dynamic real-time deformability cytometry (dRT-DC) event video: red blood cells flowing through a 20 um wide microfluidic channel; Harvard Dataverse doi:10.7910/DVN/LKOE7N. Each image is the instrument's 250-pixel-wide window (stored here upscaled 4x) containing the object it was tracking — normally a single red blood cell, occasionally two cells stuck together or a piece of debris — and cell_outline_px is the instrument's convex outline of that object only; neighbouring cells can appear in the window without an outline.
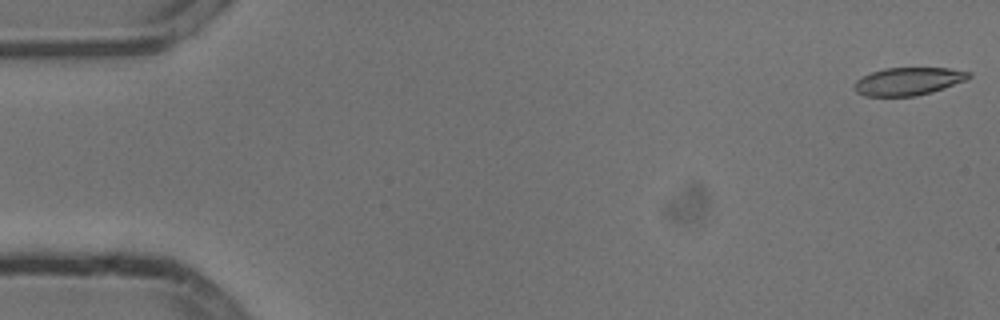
{"species": "common noctule bat (a hibernating species)", "species_latin": "Nyctalus noctula", "temperature_condition": "cold", "stored_images_in_passage": 54, "camera_frame_rate_fps": 3000, "um_per_image_px": 0.085, "animal": {"sex": "male", "body_mass_g": 13.3}, "frame": {"image": 1, "passage_image": 1, "time_ms": 0.0, "image_size_px": [1000, 320], "cell_outline_px": [[972, 76], [964, 80], [944, 88], [916, 96], [868, 96], [856, 92], [852, 84], [856, 80], [872, 72], [884, 68], [948, 68], [972, 72]], "centroid_in_image_um": [77.19, 6.91], "position_along_channel_um": 7.8, "area_um2": 18.44}}
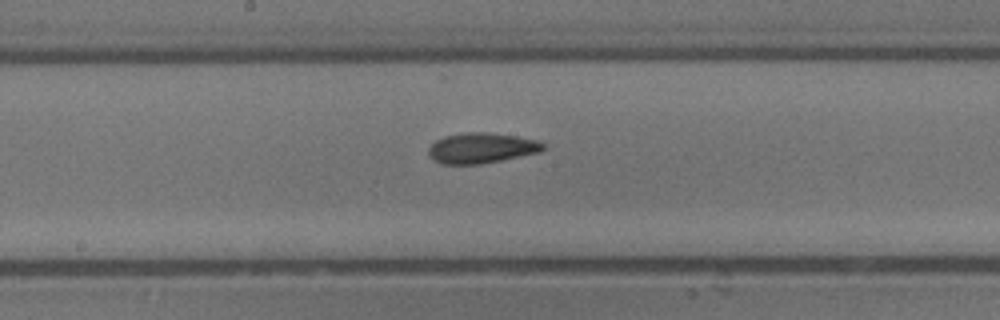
{"frame": {"image": 2, "passage_image": 28, "time_ms": 9.0, "image_size_px": [1000, 320], "cell_outline_px": [[548, 144], [540, 152], [480, 164], [440, 164], [432, 160], [428, 156], [428, 148], [436, 140], [444, 136], [464, 132], [488, 132], [516, 136], [540, 140]], "centroid_in_image_um": [40.92, 12.57], "position_along_channel_um": 207.3, "area_um2": 20.58}}
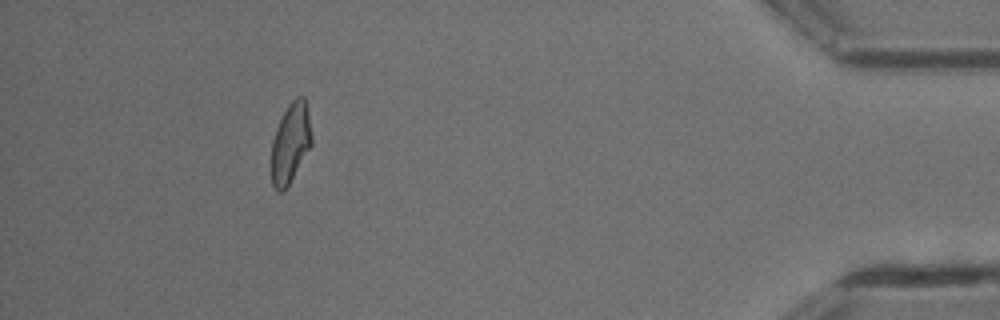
{"frame": {"image": 3, "passage_image": 49, "time_ms": 16.0, "image_size_px": [1000, 320], "cell_outline_px": [[312, 144], [284, 192], [280, 192], [272, 184], [272, 140], [276, 128], [288, 104], [296, 96], [304, 96], [308, 112], [312, 136]], "centroid_in_image_um": [24.7, 12.13], "position_along_channel_um": 410.5, "area_um2": 18.55}, "authors_computed_cell_mechanics": {"area_um2": 19.6231, "velocity_mm_per_s": 3.7933, "shape_relaxation_time_tau1_ms": 5.477, "shape_relaxation_time_tau2_ms": 3.0221, "deformation_change_tau1": 0.1558, "deformation_change_tau2": 0.105}}